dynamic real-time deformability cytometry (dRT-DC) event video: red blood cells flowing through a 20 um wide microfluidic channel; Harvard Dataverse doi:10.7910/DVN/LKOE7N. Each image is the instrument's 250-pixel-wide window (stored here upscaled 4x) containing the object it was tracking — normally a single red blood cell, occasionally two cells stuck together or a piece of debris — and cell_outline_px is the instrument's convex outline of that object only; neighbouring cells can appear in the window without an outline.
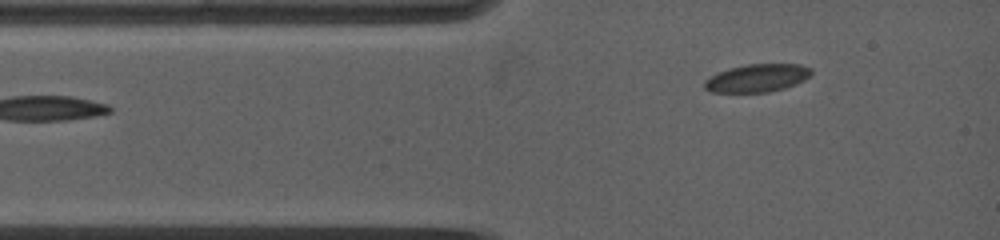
{"species": "common noctule bat (a hibernating species)", "species_latin": "Nyctalus noctula", "temperature_condition": "warm", "stored_images_in_passage": 2, "camera_frame_rate_fps": 5000, "um_per_image_px": 0.085, "animal": {"sex": "female", "body_mass_g": 19.0, "forearm_length_mm": 53.3}, "frame": {"image": 1, "passage_image": 2, "time_ms": 0.6, "image_size_px": [1000, 240], "cell_outline_px": [[812, 76], [796, 84], [784, 88], [768, 92], [712, 92], [704, 88], [704, 80], [728, 68], [748, 64], [800, 64], [812, 68]], "centroid_in_image_um": [64.4, 6.63], "position_along_channel_um": 20.6, "area_um2": 17.4}}